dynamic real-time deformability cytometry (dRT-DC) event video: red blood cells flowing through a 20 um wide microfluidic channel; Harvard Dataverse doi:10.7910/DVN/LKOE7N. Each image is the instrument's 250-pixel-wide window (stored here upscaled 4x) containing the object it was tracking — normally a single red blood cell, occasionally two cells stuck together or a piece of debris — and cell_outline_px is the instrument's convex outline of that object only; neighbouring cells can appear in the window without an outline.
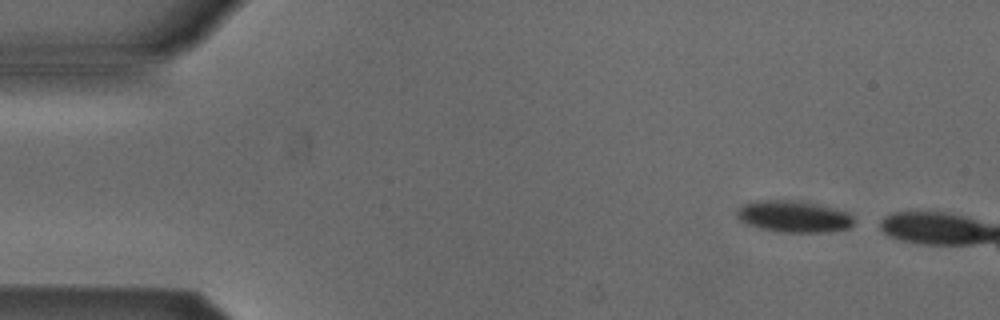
{"species": "Egyptian fruit bat (a non-hibernating species)", "species_latin": "Rousettus aegyptiacus", "temperature_condition": "cold", "stored_images_in_passage": 2, "camera_frame_rate_fps": 3000, "um_per_image_px": 0.085, "animal": {"sex": "male"}, "frame": {"image": 1, "passage_image": 1, "time_ms": 0.0, "image_size_px": [1000, 320], "cell_outline_px": [[856, 220], [848, 228], [828, 232], [780, 232], [760, 228], [748, 224], [740, 220], [736, 216], [736, 212], [744, 204], [756, 200], [800, 200], [836, 208], [848, 212]], "centroid_in_image_um": [67.5, 18.39], "position_along_channel_um": 17.5, "area_um2": 21.73}}